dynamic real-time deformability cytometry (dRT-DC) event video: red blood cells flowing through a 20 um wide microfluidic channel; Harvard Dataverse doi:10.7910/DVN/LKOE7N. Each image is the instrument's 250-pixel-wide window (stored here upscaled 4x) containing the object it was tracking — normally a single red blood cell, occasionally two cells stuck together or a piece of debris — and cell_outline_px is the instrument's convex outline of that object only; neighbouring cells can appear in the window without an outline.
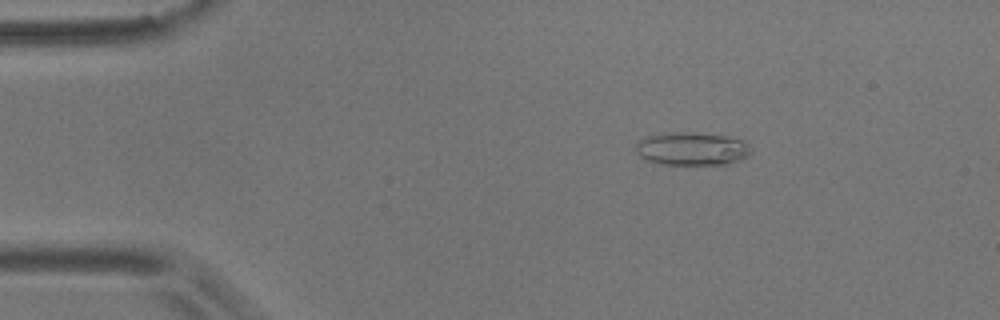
{"species": "common noctule bat (a hibernating species)", "species_latin": "Nyctalus noctula", "temperature_condition": "room temperature", "stored_images_in_passage": 5, "camera_frame_rate_fps": 3000, "um_per_image_px": 0.085, "animal": {"sex": "male", "body_mass_g": 17.9}, "frame": {"image": 1, "passage_image": 3, "time_ms": 2.333, "image_size_px": [1000, 320], "cell_outline_px": [[752, 152], [748, 156], [728, 164], [660, 164], [648, 160], [640, 156], [636, 152], [636, 144], [640, 140], [648, 136], [668, 132], [692, 132], [724, 136], [744, 140], [752, 148]], "centroid_in_image_um": [58.84, 12.64], "position_along_channel_um": 26.2, "area_um2": 22.2}}